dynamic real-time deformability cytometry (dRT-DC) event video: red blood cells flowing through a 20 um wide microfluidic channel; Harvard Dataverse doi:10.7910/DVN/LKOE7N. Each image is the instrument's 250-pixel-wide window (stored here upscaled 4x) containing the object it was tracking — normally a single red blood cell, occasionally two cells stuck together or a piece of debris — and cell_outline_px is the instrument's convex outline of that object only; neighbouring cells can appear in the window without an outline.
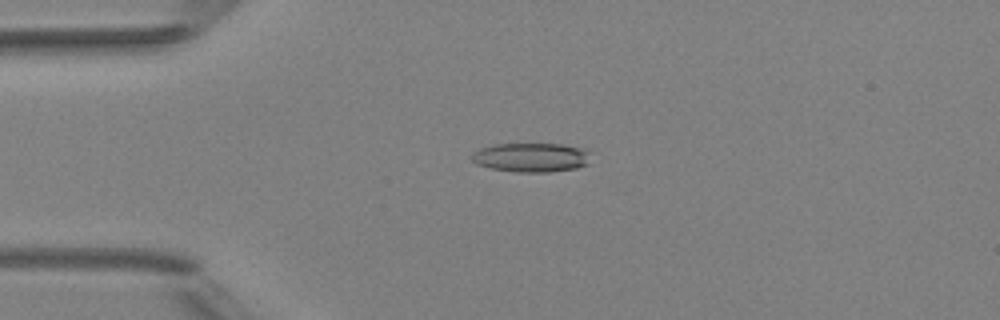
{"species": "Egyptian fruit bat (a non-hibernating species)", "species_latin": "Rousettus aegyptiacus", "temperature_condition": "room temperature", "stored_images_in_passage": 4, "camera_frame_rate_fps": 3000, "um_per_image_px": 0.085, "animal": {"sex": "female"}, "frame": {"image": 1, "passage_image": 3, "time_ms": 2.333, "image_size_px": [1000, 320], "cell_outline_px": [[592, 152], [588, 164], [576, 168], [548, 172], [516, 172], [492, 168], [476, 164], [472, 160], [472, 152], [480, 148], [496, 144], [564, 144], [584, 148]], "centroid_in_image_um": [45.2, 13.37], "position_along_channel_um": 39.8, "area_um2": 20.4}}